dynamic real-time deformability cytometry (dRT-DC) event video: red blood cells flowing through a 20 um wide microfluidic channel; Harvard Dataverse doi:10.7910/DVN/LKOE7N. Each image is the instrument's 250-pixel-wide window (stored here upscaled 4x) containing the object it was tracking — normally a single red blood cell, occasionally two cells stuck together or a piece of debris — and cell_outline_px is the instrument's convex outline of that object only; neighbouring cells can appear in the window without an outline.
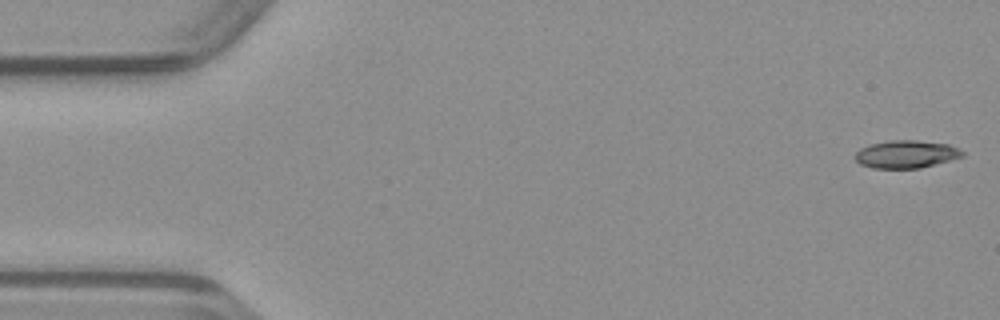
{"species": "common noctule bat (a hibernating species)", "species_latin": "Nyctalus noctula", "temperature_condition": "warm", "stored_images_in_passage": 49, "camera_frame_rate_fps": 3000, "um_per_image_px": 0.085, "animal": {"sex": "male", "body_mass_g": 23.1, "forearm_length_mm": 52.7}, "frame": {"image": 1, "passage_image": 1, "time_ms": 0.0, "image_size_px": [1000, 320], "cell_outline_px": [[964, 156], [920, 168], [872, 168], [860, 164], [852, 156], [860, 148], [868, 144], [888, 140], [916, 140], [948, 144], [964, 152]], "centroid_in_image_um": [76.96, 13.1], "position_along_channel_um": 8.0, "area_um2": 17.4}}
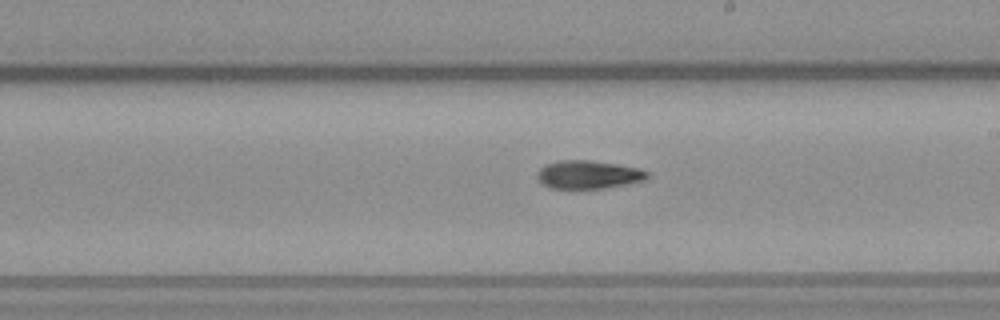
{"frame": {"image": 2, "passage_image": 27, "time_ms": 8.667, "image_size_px": [1000, 320], "cell_outline_px": [[648, 176], [644, 180], [628, 184], [604, 188], [552, 188], [544, 184], [536, 176], [540, 168], [548, 164], [560, 160], [588, 160], [616, 164], [640, 168], [648, 172]], "centroid_in_image_um": [50.04, 14.84], "position_along_channel_um": 239.0, "area_um2": 17.86}}
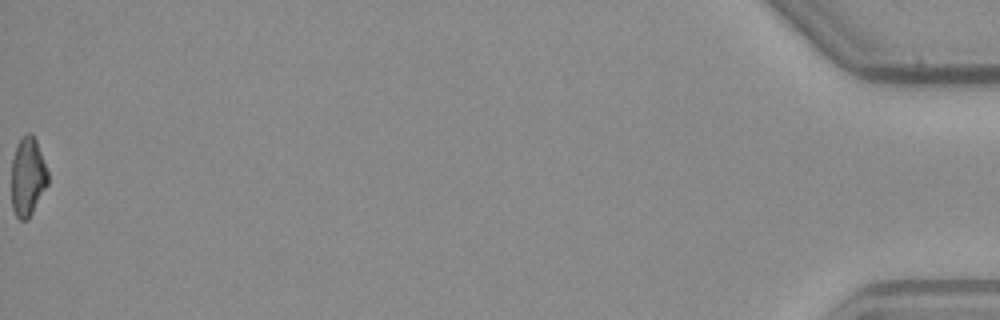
{"frame": {"image": 3, "passage_image": 49, "time_ms": 16.0, "image_size_px": [1000, 320], "cell_outline_px": [[48, 184], [28, 220], [20, 220], [16, 216], [12, 208], [12, 160], [16, 144], [20, 136], [28, 132], [32, 132], [36, 140], [48, 172]], "centroid_in_image_um": [2.35, 14.99], "position_along_channel_um": 432.9, "area_um2": 16.88}}